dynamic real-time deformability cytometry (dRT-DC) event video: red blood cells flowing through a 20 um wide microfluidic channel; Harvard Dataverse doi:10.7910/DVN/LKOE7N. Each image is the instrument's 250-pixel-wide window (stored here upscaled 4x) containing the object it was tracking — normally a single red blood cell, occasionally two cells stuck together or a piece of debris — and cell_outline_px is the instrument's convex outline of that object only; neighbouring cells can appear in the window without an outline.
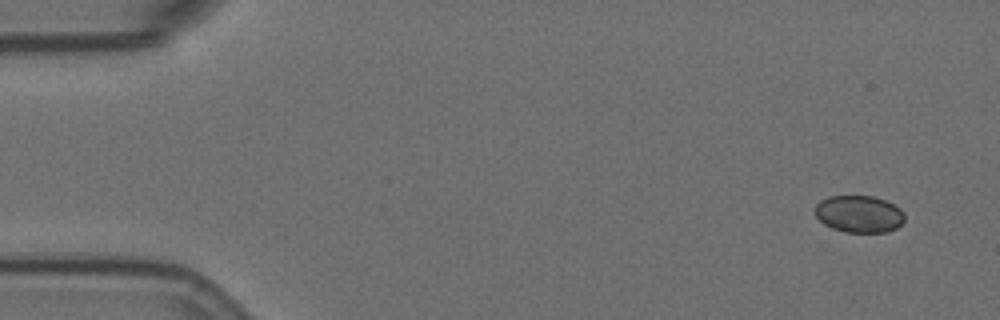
{"species": "Egyptian fruit bat (a non-hibernating species)", "species_latin": "Rousettus aegyptiacus", "temperature_condition": "room temperature", "stored_images_in_passage": 56, "camera_frame_rate_fps": 3000, "um_per_image_px": 0.085, "animal": {"sex": "female"}, "frame": {"image": 1, "passage_image": 1, "time_ms": 0.0, "image_size_px": [1000, 320], "cell_outline_px": [[904, 220], [896, 228], [888, 232], [844, 232], [832, 228], [824, 224], [816, 216], [816, 204], [820, 200], [828, 196], [872, 196], [884, 200], [900, 208], [904, 212]], "centroid_in_image_um": [73.02, 18.19], "position_along_channel_um": 12.0, "area_um2": 19.31}}
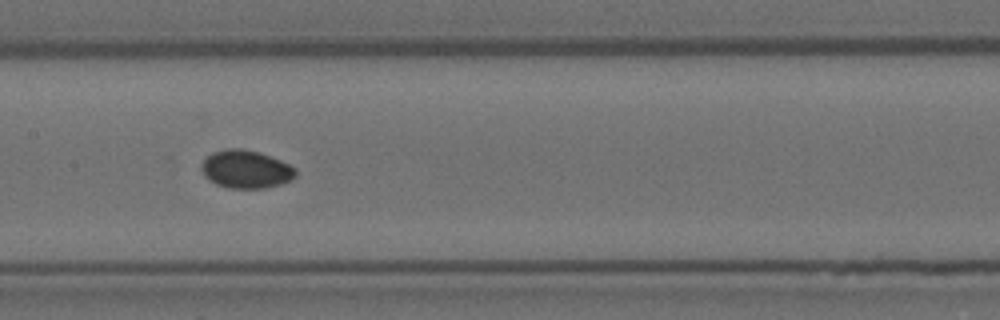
{"frame": {"image": 2, "passage_image": 26, "time_ms": 8.333, "image_size_px": [1000, 320], "cell_outline_px": [[296, 176], [292, 180], [280, 184], [264, 188], [228, 188], [216, 184], [208, 180], [204, 176], [200, 168], [200, 164], [212, 152], [228, 148], [240, 148], [260, 152], [280, 160], [296, 168]], "centroid_in_image_um": [20.89, 14.38], "position_along_channel_um": 186.5, "area_um2": 21.04}}
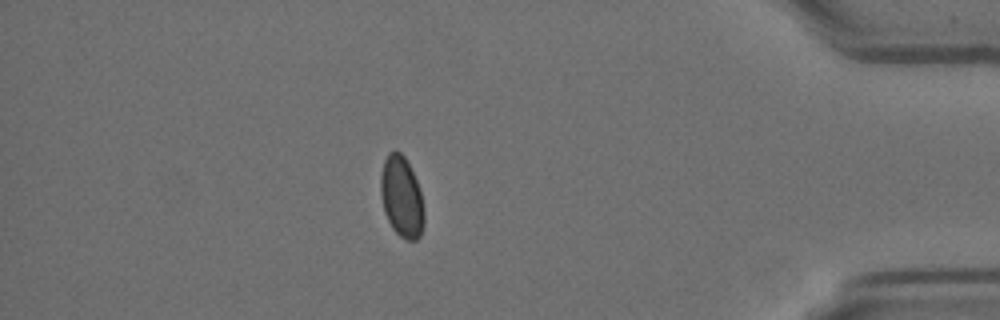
{"frame": {"image": 3, "passage_image": 48, "time_ms": 15.667, "image_size_px": [1000, 320], "cell_outline_px": [[424, 224], [420, 236], [416, 240], [408, 240], [400, 236], [392, 228], [384, 212], [380, 196], [380, 176], [384, 160], [388, 152], [396, 148], [404, 156], [416, 180], [420, 192], [424, 208]], "centroid_in_image_um": [34.12, 16.72], "position_along_channel_um": 401.1, "area_um2": 20.63}}